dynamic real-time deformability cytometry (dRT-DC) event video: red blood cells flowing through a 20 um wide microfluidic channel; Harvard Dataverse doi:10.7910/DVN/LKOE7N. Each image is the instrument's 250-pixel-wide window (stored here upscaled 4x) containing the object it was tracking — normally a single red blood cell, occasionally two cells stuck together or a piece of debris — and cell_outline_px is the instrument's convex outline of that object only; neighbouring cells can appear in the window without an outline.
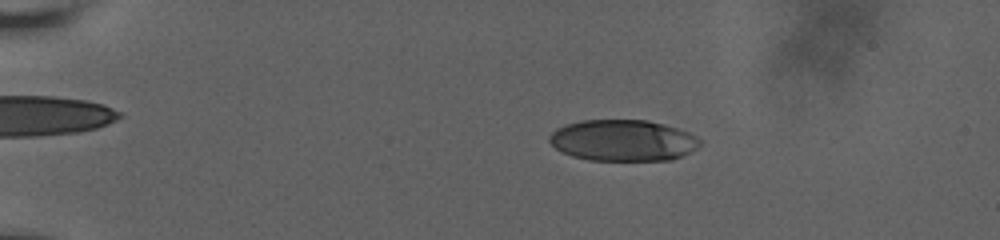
{"species": "human", "species_latin": "Homo sapiens", "temperature_condition": "room temperature", "stored_images_in_passage": 88, "camera_frame_rate_fps": 3000, "um_per_image_px": 0.085, "donor": {"sex": "male"}, "frame": {"image": 1, "passage_image": 13, "time_ms": 4.0, "image_size_px": [1000, 240], "cell_outline_px": [[700, 144], [696, 148], [672, 160], [588, 160], [572, 156], [556, 148], [548, 140], [548, 136], [556, 128], [568, 124], [584, 120], [648, 120], [664, 124], [688, 132], [696, 136], [700, 140]], "centroid_in_image_um": [52.94, 11.93], "position_along_channel_um": 32.1, "area_um2": 36.01}}
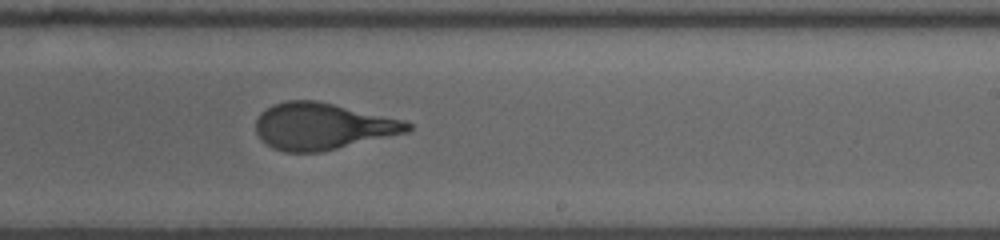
{"frame": {"image": 2, "passage_image": 49, "time_ms": 12.667, "image_size_px": [1000, 240], "cell_outline_px": [[412, 128], [408, 132], [320, 152], [284, 152], [272, 148], [260, 140], [256, 132], [256, 120], [260, 112], [272, 104], [288, 100], [316, 100], [404, 120], [412, 124]], "centroid_in_image_um": [27.37, 10.73], "position_along_channel_um": 261.6, "area_um2": 41.27}}
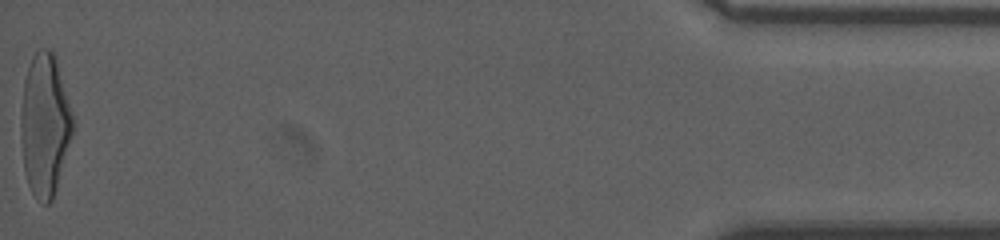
{"frame": {"image": 3, "passage_image": 87, "time_ms": 19.667, "image_size_px": [1000, 240], "cell_outline_px": [[72, 132], [56, 188], [52, 200], [48, 204], [44, 204], [32, 192], [28, 184], [24, 168], [20, 136], [20, 116], [24, 80], [32, 56], [40, 48], [52, 48], [56, 56], [72, 112]], "centroid_in_image_um": [3.79, 10.55], "position_along_channel_um": 431.4, "area_um2": 42.77}, "authors_computed_cell_mechanics": {"area_um2": 41.2403, "velocity_mm_per_s": 3.6393, "shape_relaxation_time_tau1_ms": 4.7628, "shape_relaxation_time_tau2_ms": null, "deformation_change_tau1": 0.2268, "deformation_change_tau2": null}}